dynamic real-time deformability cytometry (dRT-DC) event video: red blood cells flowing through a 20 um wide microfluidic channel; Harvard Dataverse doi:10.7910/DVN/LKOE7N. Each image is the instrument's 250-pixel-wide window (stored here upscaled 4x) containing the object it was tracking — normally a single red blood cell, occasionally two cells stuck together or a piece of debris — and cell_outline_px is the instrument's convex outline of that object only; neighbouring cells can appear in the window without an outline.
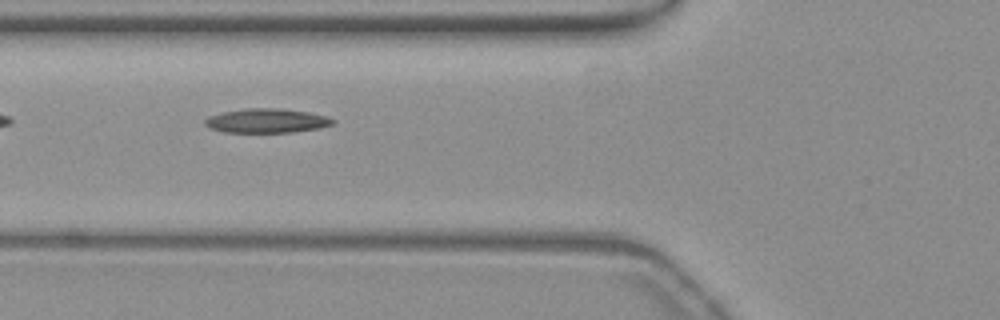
{"species": "common noctule bat (a hibernating species)", "species_latin": "Nyctalus noctula", "temperature_condition": "warm", "stored_images_in_passage": 36, "camera_frame_rate_fps": 3000, "um_per_image_px": 0.085, "animal": {"sex": "female", "body_mass_g": 19.3, "forearm_length_mm": 54.1}, "frame": {"image": 1, "passage_image": 3, "time_ms": 0.667, "image_size_px": [1000, 320], "cell_outline_px": [[336, 120], [332, 124], [320, 128], [292, 132], [224, 132], [208, 128], [204, 124], [204, 120], [208, 116], [224, 112], [248, 108], [280, 108], [308, 112], [328, 116]], "centroid_in_image_um": [22.67, 10.26], "position_along_channel_um": 103.1, "area_um2": 18.09}}
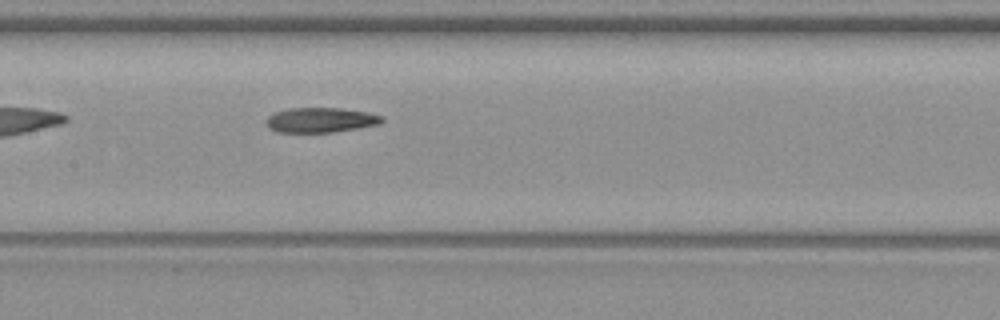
{"frame": {"image": 2, "passage_image": 9, "time_ms": 2.667, "image_size_px": [1000, 320], "cell_outline_px": [[384, 120], [380, 124], [332, 132], [276, 132], [268, 128], [268, 116], [276, 112], [288, 108], [340, 108], [368, 112], [384, 116]], "centroid_in_image_um": [27.28, 10.2], "position_along_channel_um": 180.1, "area_um2": 16.7}}
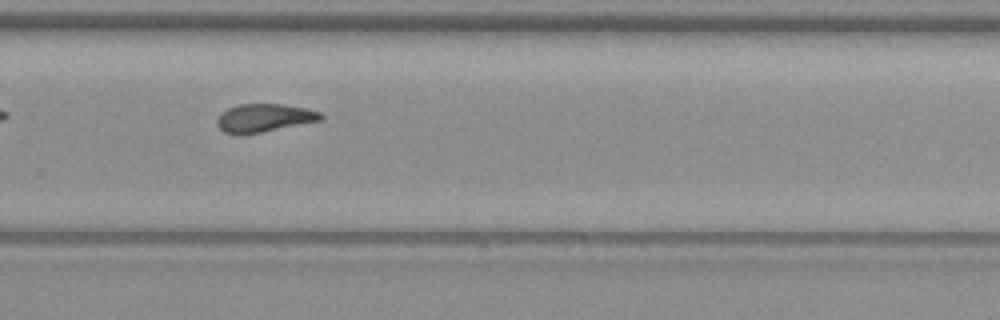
{"frame": {"image": 3, "passage_image": 19, "time_ms": 6.0, "image_size_px": [1000, 320], "cell_outline_px": [[324, 116], [320, 120], [260, 132], [224, 132], [216, 124], [216, 120], [220, 112], [228, 108], [240, 104], [284, 104], [304, 108], [320, 112]], "centroid_in_image_um": [22.44, 9.98], "position_along_channel_um": 307.4, "area_um2": 16.47}}